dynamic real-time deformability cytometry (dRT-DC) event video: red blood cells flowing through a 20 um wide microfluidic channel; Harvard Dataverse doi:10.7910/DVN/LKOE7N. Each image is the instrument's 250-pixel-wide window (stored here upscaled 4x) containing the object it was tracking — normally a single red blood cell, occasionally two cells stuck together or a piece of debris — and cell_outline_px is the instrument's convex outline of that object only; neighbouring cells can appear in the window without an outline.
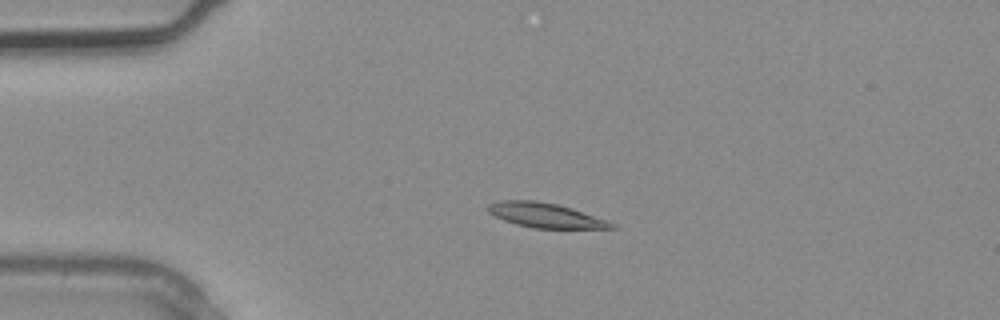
{"species": "common noctule bat (a hibernating species)", "species_latin": "Nyctalus noctula", "temperature_condition": "warm", "stored_images_in_passage": 3, "camera_frame_rate_fps": 3000, "um_per_image_px": 0.085, "animal": {"sex": "male", "body_mass_g": 20.4}, "frame": {"image": 1, "passage_image": 2, "time_ms": 0.333, "image_size_px": [1000, 320], "cell_outline_px": [[616, 228], [532, 228], [516, 224], [504, 220], [488, 212], [488, 204], [500, 200], [536, 200], [560, 204], [608, 220], [616, 224]], "centroid_in_image_um": [46.38, 18.29], "position_along_channel_um": 38.6, "area_um2": 17.8}}